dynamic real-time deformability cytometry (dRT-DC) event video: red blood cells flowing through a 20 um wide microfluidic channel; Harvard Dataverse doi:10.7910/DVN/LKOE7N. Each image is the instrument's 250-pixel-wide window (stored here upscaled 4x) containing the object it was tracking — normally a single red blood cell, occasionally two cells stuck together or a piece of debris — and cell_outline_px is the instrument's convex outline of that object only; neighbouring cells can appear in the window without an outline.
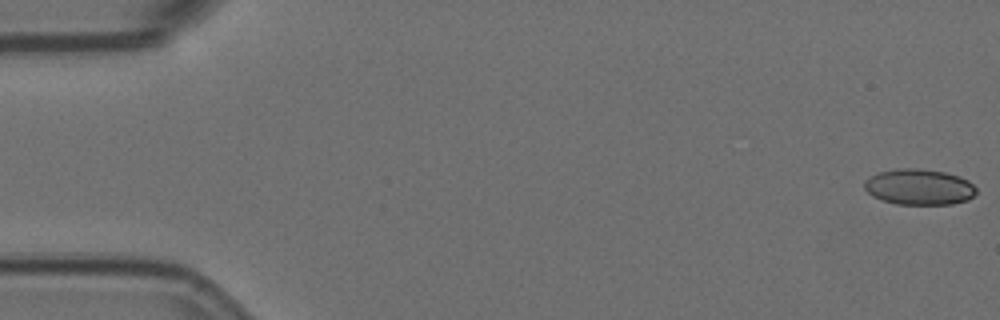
{"species": "Egyptian fruit bat (a non-hibernating species)", "species_latin": "Rousettus aegyptiacus", "temperature_condition": "room temperature", "stored_images_in_passage": 58, "camera_frame_rate_fps": 3000, "um_per_image_px": 0.085, "animal": {"sex": "female"}, "frame": {"image": 1, "passage_image": 1, "time_ms": 0.0, "image_size_px": [1000, 320], "cell_outline_px": [[976, 192], [968, 200], [952, 204], [896, 204], [872, 196], [864, 188], [864, 180], [880, 172], [900, 168], [916, 168], [944, 172], [960, 176], [968, 180], [976, 188]], "centroid_in_image_um": [78.14, 15.89], "position_along_channel_um": 6.9, "area_um2": 23.24}}
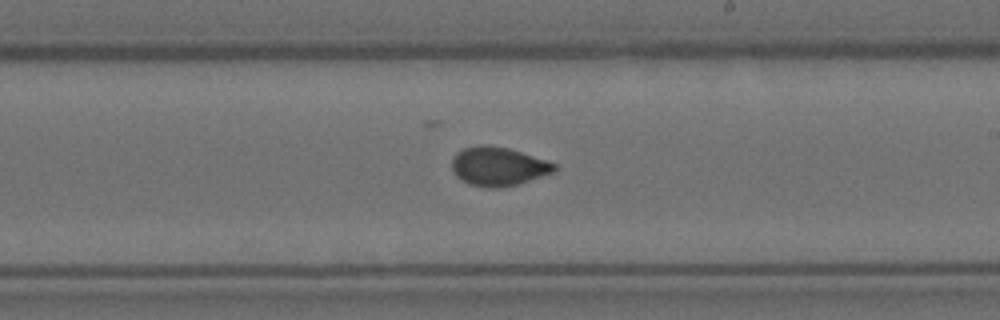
{"frame": {"image": 2, "passage_image": 33, "time_ms": 10.667, "image_size_px": [1000, 320], "cell_outline_px": [[556, 172], [520, 184], [500, 188], [488, 188], [468, 184], [460, 180], [452, 172], [452, 160], [456, 152], [464, 148], [480, 144], [488, 144], [508, 148], [548, 160], [556, 164]], "centroid_in_image_um": [42.36, 14.15], "position_along_channel_um": 246.6, "area_um2": 23.7}}
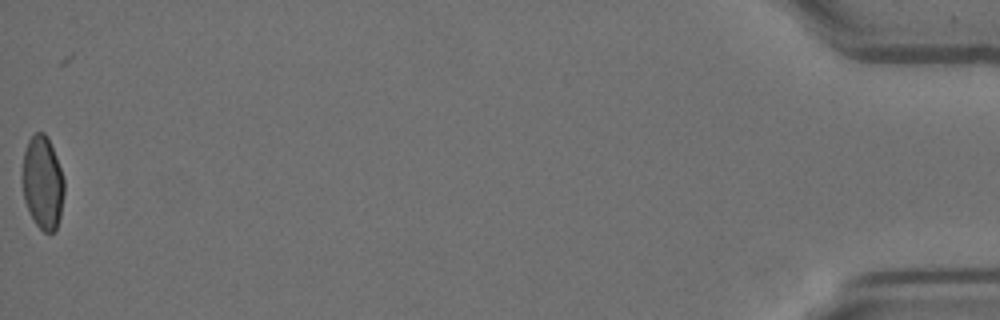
{"frame": {"image": 3, "passage_image": 57, "time_ms": 18.667, "image_size_px": [1000, 320], "cell_outline_px": [[64, 192], [60, 216], [56, 228], [52, 232], [44, 232], [36, 224], [24, 200], [24, 152], [28, 140], [36, 132], [44, 132], [48, 136], [56, 156], [64, 180]], "centroid_in_image_um": [3.65, 15.5], "position_along_channel_um": 431.5, "area_um2": 22.2}, "authors_computed_cell_mechanics": {"area_um2": 23.1778, "velocity_mm_per_s": 3.5848, "shape_relaxation_time_tau1_ms": 7.7903, "shape_relaxation_time_tau2_ms": 0.9273, "deformation_change_tau1": 0.1571, "deformation_change_tau2": 0.0388}}